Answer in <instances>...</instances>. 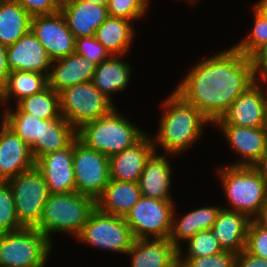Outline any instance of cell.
<instances>
[{
  "label": "cell",
  "mask_w": 267,
  "mask_h": 267,
  "mask_svg": "<svg viewBox=\"0 0 267 267\" xmlns=\"http://www.w3.org/2000/svg\"><path fill=\"white\" fill-rule=\"evenodd\" d=\"M261 177L267 182V149L261 158L252 166Z\"/></svg>",
  "instance_id": "obj_44"
},
{
  "label": "cell",
  "mask_w": 267,
  "mask_h": 267,
  "mask_svg": "<svg viewBox=\"0 0 267 267\" xmlns=\"http://www.w3.org/2000/svg\"><path fill=\"white\" fill-rule=\"evenodd\" d=\"M254 220L263 228L267 229V202Z\"/></svg>",
  "instance_id": "obj_45"
},
{
  "label": "cell",
  "mask_w": 267,
  "mask_h": 267,
  "mask_svg": "<svg viewBox=\"0 0 267 267\" xmlns=\"http://www.w3.org/2000/svg\"><path fill=\"white\" fill-rule=\"evenodd\" d=\"M245 249L250 254L267 260V229L255 220L250 221Z\"/></svg>",
  "instance_id": "obj_39"
},
{
  "label": "cell",
  "mask_w": 267,
  "mask_h": 267,
  "mask_svg": "<svg viewBox=\"0 0 267 267\" xmlns=\"http://www.w3.org/2000/svg\"><path fill=\"white\" fill-rule=\"evenodd\" d=\"M253 29L247 37H244L234 47L247 57H251L262 45L267 43V20L254 7Z\"/></svg>",
  "instance_id": "obj_33"
},
{
  "label": "cell",
  "mask_w": 267,
  "mask_h": 267,
  "mask_svg": "<svg viewBox=\"0 0 267 267\" xmlns=\"http://www.w3.org/2000/svg\"><path fill=\"white\" fill-rule=\"evenodd\" d=\"M73 171L76 192L96 201L110 181L109 157L86 147L76 138L73 141Z\"/></svg>",
  "instance_id": "obj_11"
},
{
  "label": "cell",
  "mask_w": 267,
  "mask_h": 267,
  "mask_svg": "<svg viewBox=\"0 0 267 267\" xmlns=\"http://www.w3.org/2000/svg\"><path fill=\"white\" fill-rule=\"evenodd\" d=\"M250 221L243 213L221 208L210 230L222 250L237 254L245 249Z\"/></svg>",
  "instance_id": "obj_23"
},
{
  "label": "cell",
  "mask_w": 267,
  "mask_h": 267,
  "mask_svg": "<svg viewBox=\"0 0 267 267\" xmlns=\"http://www.w3.org/2000/svg\"><path fill=\"white\" fill-rule=\"evenodd\" d=\"M48 86L47 75L29 71H10L5 85L0 89V104L8 105L11 97L16 103L39 93ZM6 103V104H5Z\"/></svg>",
  "instance_id": "obj_30"
},
{
  "label": "cell",
  "mask_w": 267,
  "mask_h": 267,
  "mask_svg": "<svg viewBox=\"0 0 267 267\" xmlns=\"http://www.w3.org/2000/svg\"><path fill=\"white\" fill-rule=\"evenodd\" d=\"M236 267H267V260L250 254L246 249L236 254Z\"/></svg>",
  "instance_id": "obj_42"
},
{
  "label": "cell",
  "mask_w": 267,
  "mask_h": 267,
  "mask_svg": "<svg viewBox=\"0 0 267 267\" xmlns=\"http://www.w3.org/2000/svg\"><path fill=\"white\" fill-rule=\"evenodd\" d=\"M255 81L241 93L224 115L213 125H234L260 128L265 126L267 113L266 83Z\"/></svg>",
  "instance_id": "obj_12"
},
{
  "label": "cell",
  "mask_w": 267,
  "mask_h": 267,
  "mask_svg": "<svg viewBox=\"0 0 267 267\" xmlns=\"http://www.w3.org/2000/svg\"><path fill=\"white\" fill-rule=\"evenodd\" d=\"M95 208L93 198L77 192L50 194L35 228L51 242L55 233H68L76 238Z\"/></svg>",
  "instance_id": "obj_3"
},
{
  "label": "cell",
  "mask_w": 267,
  "mask_h": 267,
  "mask_svg": "<svg viewBox=\"0 0 267 267\" xmlns=\"http://www.w3.org/2000/svg\"><path fill=\"white\" fill-rule=\"evenodd\" d=\"M60 12L75 38L95 36L97 29L109 16L107 6L84 0H72L60 8Z\"/></svg>",
  "instance_id": "obj_21"
},
{
  "label": "cell",
  "mask_w": 267,
  "mask_h": 267,
  "mask_svg": "<svg viewBox=\"0 0 267 267\" xmlns=\"http://www.w3.org/2000/svg\"><path fill=\"white\" fill-rule=\"evenodd\" d=\"M18 2L32 17L50 15L60 11L53 0H14Z\"/></svg>",
  "instance_id": "obj_40"
},
{
  "label": "cell",
  "mask_w": 267,
  "mask_h": 267,
  "mask_svg": "<svg viewBox=\"0 0 267 267\" xmlns=\"http://www.w3.org/2000/svg\"><path fill=\"white\" fill-rule=\"evenodd\" d=\"M149 0H109L107 4L110 17L139 20L145 15Z\"/></svg>",
  "instance_id": "obj_36"
},
{
  "label": "cell",
  "mask_w": 267,
  "mask_h": 267,
  "mask_svg": "<svg viewBox=\"0 0 267 267\" xmlns=\"http://www.w3.org/2000/svg\"><path fill=\"white\" fill-rule=\"evenodd\" d=\"M264 128H265V131H266V134H267V113H266V119H265V126H264Z\"/></svg>",
  "instance_id": "obj_49"
},
{
  "label": "cell",
  "mask_w": 267,
  "mask_h": 267,
  "mask_svg": "<svg viewBox=\"0 0 267 267\" xmlns=\"http://www.w3.org/2000/svg\"><path fill=\"white\" fill-rule=\"evenodd\" d=\"M76 138L77 129L63 116L42 120L41 141H36L30 147L34 161L50 152L67 148Z\"/></svg>",
  "instance_id": "obj_25"
},
{
  "label": "cell",
  "mask_w": 267,
  "mask_h": 267,
  "mask_svg": "<svg viewBox=\"0 0 267 267\" xmlns=\"http://www.w3.org/2000/svg\"><path fill=\"white\" fill-rule=\"evenodd\" d=\"M188 2L191 3V5H192V4L195 5V3L198 2V0H189Z\"/></svg>",
  "instance_id": "obj_50"
},
{
  "label": "cell",
  "mask_w": 267,
  "mask_h": 267,
  "mask_svg": "<svg viewBox=\"0 0 267 267\" xmlns=\"http://www.w3.org/2000/svg\"><path fill=\"white\" fill-rule=\"evenodd\" d=\"M154 152L152 138L145 134L128 149L109 157L110 179L138 183L147 160Z\"/></svg>",
  "instance_id": "obj_17"
},
{
  "label": "cell",
  "mask_w": 267,
  "mask_h": 267,
  "mask_svg": "<svg viewBox=\"0 0 267 267\" xmlns=\"http://www.w3.org/2000/svg\"><path fill=\"white\" fill-rule=\"evenodd\" d=\"M133 21L110 17L100 25L95 33L96 39L111 55H126L135 36Z\"/></svg>",
  "instance_id": "obj_28"
},
{
  "label": "cell",
  "mask_w": 267,
  "mask_h": 267,
  "mask_svg": "<svg viewBox=\"0 0 267 267\" xmlns=\"http://www.w3.org/2000/svg\"><path fill=\"white\" fill-rule=\"evenodd\" d=\"M222 189L230 207L254 220L267 202V182L252 166L224 165L218 168Z\"/></svg>",
  "instance_id": "obj_4"
},
{
  "label": "cell",
  "mask_w": 267,
  "mask_h": 267,
  "mask_svg": "<svg viewBox=\"0 0 267 267\" xmlns=\"http://www.w3.org/2000/svg\"><path fill=\"white\" fill-rule=\"evenodd\" d=\"M179 267H236V253L225 251L203 257H178Z\"/></svg>",
  "instance_id": "obj_37"
},
{
  "label": "cell",
  "mask_w": 267,
  "mask_h": 267,
  "mask_svg": "<svg viewBox=\"0 0 267 267\" xmlns=\"http://www.w3.org/2000/svg\"><path fill=\"white\" fill-rule=\"evenodd\" d=\"M76 239L94 248L125 255L134 241L124 217L104 213L97 207L90 214Z\"/></svg>",
  "instance_id": "obj_8"
},
{
  "label": "cell",
  "mask_w": 267,
  "mask_h": 267,
  "mask_svg": "<svg viewBox=\"0 0 267 267\" xmlns=\"http://www.w3.org/2000/svg\"><path fill=\"white\" fill-rule=\"evenodd\" d=\"M122 58V55H112L96 65L92 82L110 100H112L111 94L125 90L131 77L132 67L122 61Z\"/></svg>",
  "instance_id": "obj_27"
},
{
  "label": "cell",
  "mask_w": 267,
  "mask_h": 267,
  "mask_svg": "<svg viewBox=\"0 0 267 267\" xmlns=\"http://www.w3.org/2000/svg\"><path fill=\"white\" fill-rule=\"evenodd\" d=\"M163 115L157 133L152 138L155 151L162 146L164 153L181 155L200 139L203 128L211 123L194 105L183 100L174 91L161 104Z\"/></svg>",
  "instance_id": "obj_2"
},
{
  "label": "cell",
  "mask_w": 267,
  "mask_h": 267,
  "mask_svg": "<svg viewBox=\"0 0 267 267\" xmlns=\"http://www.w3.org/2000/svg\"><path fill=\"white\" fill-rule=\"evenodd\" d=\"M174 207L173 201L141 196L124 219L134 239L169 238Z\"/></svg>",
  "instance_id": "obj_10"
},
{
  "label": "cell",
  "mask_w": 267,
  "mask_h": 267,
  "mask_svg": "<svg viewBox=\"0 0 267 267\" xmlns=\"http://www.w3.org/2000/svg\"><path fill=\"white\" fill-rule=\"evenodd\" d=\"M10 70L7 65V46L0 44V89L5 85Z\"/></svg>",
  "instance_id": "obj_43"
},
{
  "label": "cell",
  "mask_w": 267,
  "mask_h": 267,
  "mask_svg": "<svg viewBox=\"0 0 267 267\" xmlns=\"http://www.w3.org/2000/svg\"><path fill=\"white\" fill-rule=\"evenodd\" d=\"M11 187L19 223L35 228L50 192L42 173L36 168L6 181Z\"/></svg>",
  "instance_id": "obj_9"
},
{
  "label": "cell",
  "mask_w": 267,
  "mask_h": 267,
  "mask_svg": "<svg viewBox=\"0 0 267 267\" xmlns=\"http://www.w3.org/2000/svg\"><path fill=\"white\" fill-rule=\"evenodd\" d=\"M0 125L3 123V114H1V118H0Z\"/></svg>",
  "instance_id": "obj_51"
},
{
  "label": "cell",
  "mask_w": 267,
  "mask_h": 267,
  "mask_svg": "<svg viewBox=\"0 0 267 267\" xmlns=\"http://www.w3.org/2000/svg\"><path fill=\"white\" fill-rule=\"evenodd\" d=\"M52 62L31 30L14 44L7 46V65L10 71H29L48 76Z\"/></svg>",
  "instance_id": "obj_16"
},
{
  "label": "cell",
  "mask_w": 267,
  "mask_h": 267,
  "mask_svg": "<svg viewBox=\"0 0 267 267\" xmlns=\"http://www.w3.org/2000/svg\"><path fill=\"white\" fill-rule=\"evenodd\" d=\"M195 64L173 91L214 124L255 82L252 61L232 46Z\"/></svg>",
  "instance_id": "obj_1"
},
{
  "label": "cell",
  "mask_w": 267,
  "mask_h": 267,
  "mask_svg": "<svg viewBox=\"0 0 267 267\" xmlns=\"http://www.w3.org/2000/svg\"><path fill=\"white\" fill-rule=\"evenodd\" d=\"M16 106L27 114L42 120L61 117L59 93L47 86L39 93L23 98Z\"/></svg>",
  "instance_id": "obj_31"
},
{
  "label": "cell",
  "mask_w": 267,
  "mask_h": 267,
  "mask_svg": "<svg viewBox=\"0 0 267 267\" xmlns=\"http://www.w3.org/2000/svg\"><path fill=\"white\" fill-rule=\"evenodd\" d=\"M167 156L169 154L159 155L155 151L147 160L138 182L142 196L162 201H173L170 194L171 174L173 173Z\"/></svg>",
  "instance_id": "obj_22"
},
{
  "label": "cell",
  "mask_w": 267,
  "mask_h": 267,
  "mask_svg": "<svg viewBox=\"0 0 267 267\" xmlns=\"http://www.w3.org/2000/svg\"><path fill=\"white\" fill-rule=\"evenodd\" d=\"M126 255L130 267H179L178 248L169 238L134 239Z\"/></svg>",
  "instance_id": "obj_19"
},
{
  "label": "cell",
  "mask_w": 267,
  "mask_h": 267,
  "mask_svg": "<svg viewBox=\"0 0 267 267\" xmlns=\"http://www.w3.org/2000/svg\"><path fill=\"white\" fill-rule=\"evenodd\" d=\"M186 243L188 249L186 255L183 256V251L178 249V257H203L223 251L210 229L198 232L195 236L188 239Z\"/></svg>",
  "instance_id": "obj_35"
},
{
  "label": "cell",
  "mask_w": 267,
  "mask_h": 267,
  "mask_svg": "<svg viewBox=\"0 0 267 267\" xmlns=\"http://www.w3.org/2000/svg\"><path fill=\"white\" fill-rule=\"evenodd\" d=\"M53 1L59 8H62L63 6L69 4L72 0H53Z\"/></svg>",
  "instance_id": "obj_47"
},
{
  "label": "cell",
  "mask_w": 267,
  "mask_h": 267,
  "mask_svg": "<svg viewBox=\"0 0 267 267\" xmlns=\"http://www.w3.org/2000/svg\"><path fill=\"white\" fill-rule=\"evenodd\" d=\"M23 226L19 223L13 193L7 182L0 183V233L19 230Z\"/></svg>",
  "instance_id": "obj_34"
},
{
  "label": "cell",
  "mask_w": 267,
  "mask_h": 267,
  "mask_svg": "<svg viewBox=\"0 0 267 267\" xmlns=\"http://www.w3.org/2000/svg\"><path fill=\"white\" fill-rule=\"evenodd\" d=\"M52 244L33 227L0 233V267H45Z\"/></svg>",
  "instance_id": "obj_6"
},
{
  "label": "cell",
  "mask_w": 267,
  "mask_h": 267,
  "mask_svg": "<svg viewBox=\"0 0 267 267\" xmlns=\"http://www.w3.org/2000/svg\"><path fill=\"white\" fill-rule=\"evenodd\" d=\"M32 33L43 45L52 61L75 52V37L69 30L62 13L39 15L31 18Z\"/></svg>",
  "instance_id": "obj_13"
},
{
  "label": "cell",
  "mask_w": 267,
  "mask_h": 267,
  "mask_svg": "<svg viewBox=\"0 0 267 267\" xmlns=\"http://www.w3.org/2000/svg\"><path fill=\"white\" fill-rule=\"evenodd\" d=\"M253 7L267 20V0H259Z\"/></svg>",
  "instance_id": "obj_46"
},
{
  "label": "cell",
  "mask_w": 267,
  "mask_h": 267,
  "mask_svg": "<svg viewBox=\"0 0 267 267\" xmlns=\"http://www.w3.org/2000/svg\"><path fill=\"white\" fill-rule=\"evenodd\" d=\"M139 183L110 179L96 207L107 214L125 217L141 197Z\"/></svg>",
  "instance_id": "obj_24"
},
{
  "label": "cell",
  "mask_w": 267,
  "mask_h": 267,
  "mask_svg": "<svg viewBox=\"0 0 267 267\" xmlns=\"http://www.w3.org/2000/svg\"><path fill=\"white\" fill-rule=\"evenodd\" d=\"M221 208L217 205L196 208L187 212L181 219L175 218L177 215L174 209L169 240L182 250L179 241L186 242L198 232L211 229Z\"/></svg>",
  "instance_id": "obj_26"
},
{
  "label": "cell",
  "mask_w": 267,
  "mask_h": 267,
  "mask_svg": "<svg viewBox=\"0 0 267 267\" xmlns=\"http://www.w3.org/2000/svg\"><path fill=\"white\" fill-rule=\"evenodd\" d=\"M35 167L44 176L50 194L76 192L73 142L67 148L41 156Z\"/></svg>",
  "instance_id": "obj_14"
},
{
  "label": "cell",
  "mask_w": 267,
  "mask_h": 267,
  "mask_svg": "<svg viewBox=\"0 0 267 267\" xmlns=\"http://www.w3.org/2000/svg\"><path fill=\"white\" fill-rule=\"evenodd\" d=\"M75 53L92 60L96 65L112 56L95 36L76 38Z\"/></svg>",
  "instance_id": "obj_38"
},
{
  "label": "cell",
  "mask_w": 267,
  "mask_h": 267,
  "mask_svg": "<svg viewBox=\"0 0 267 267\" xmlns=\"http://www.w3.org/2000/svg\"><path fill=\"white\" fill-rule=\"evenodd\" d=\"M250 59L252 61L253 75H254L255 81L263 80V82H266L267 81V43L262 45L250 57Z\"/></svg>",
  "instance_id": "obj_41"
},
{
  "label": "cell",
  "mask_w": 267,
  "mask_h": 267,
  "mask_svg": "<svg viewBox=\"0 0 267 267\" xmlns=\"http://www.w3.org/2000/svg\"><path fill=\"white\" fill-rule=\"evenodd\" d=\"M34 167L30 147L3 122L0 125V178L6 182Z\"/></svg>",
  "instance_id": "obj_15"
},
{
  "label": "cell",
  "mask_w": 267,
  "mask_h": 267,
  "mask_svg": "<svg viewBox=\"0 0 267 267\" xmlns=\"http://www.w3.org/2000/svg\"><path fill=\"white\" fill-rule=\"evenodd\" d=\"M146 133L122 117L115 107L109 114L77 129V139L86 147L111 157L128 149Z\"/></svg>",
  "instance_id": "obj_5"
},
{
  "label": "cell",
  "mask_w": 267,
  "mask_h": 267,
  "mask_svg": "<svg viewBox=\"0 0 267 267\" xmlns=\"http://www.w3.org/2000/svg\"><path fill=\"white\" fill-rule=\"evenodd\" d=\"M3 122L12 129L29 147L41 141L42 119L23 113L17 106L4 108Z\"/></svg>",
  "instance_id": "obj_32"
},
{
  "label": "cell",
  "mask_w": 267,
  "mask_h": 267,
  "mask_svg": "<svg viewBox=\"0 0 267 267\" xmlns=\"http://www.w3.org/2000/svg\"><path fill=\"white\" fill-rule=\"evenodd\" d=\"M214 126H218L233 151L242 157L230 166H253L267 149V134L264 127Z\"/></svg>",
  "instance_id": "obj_18"
},
{
  "label": "cell",
  "mask_w": 267,
  "mask_h": 267,
  "mask_svg": "<svg viewBox=\"0 0 267 267\" xmlns=\"http://www.w3.org/2000/svg\"><path fill=\"white\" fill-rule=\"evenodd\" d=\"M96 64L77 53L52 62L48 86L57 93L73 85L92 81Z\"/></svg>",
  "instance_id": "obj_20"
},
{
  "label": "cell",
  "mask_w": 267,
  "mask_h": 267,
  "mask_svg": "<svg viewBox=\"0 0 267 267\" xmlns=\"http://www.w3.org/2000/svg\"><path fill=\"white\" fill-rule=\"evenodd\" d=\"M84 1L107 6L109 0H84Z\"/></svg>",
  "instance_id": "obj_48"
},
{
  "label": "cell",
  "mask_w": 267,
  "mask_h": 267,
  "mask_svg": "<svg viewBox=\"0 0 267 267\" xmlns=\"http://www.w3.org/2000/svg\"><path fill=\"white\" fill-rule=\"evenodd\" d=\"M61 116L80 128L85 123L109 114L115 105L92 81L73 85L59 93Z\"/></svg>",
  "instance_id": "obj_7"
},
{
  "label": "cell",
  "mask_w": 267,
  "mask_h": 267,
  "mask_svg": "<svg viewBox=\"0 0 267 267\" xmlns=\"http://www.w3.org/2000/svg\"><path fill=\"white\" fill-rule=\"evenodd\" d=\"M32 16L14 0H0V44L9 46L31 29Z\"/></svg>",
  "instance_id": "obj_29"
}]
</instances>
